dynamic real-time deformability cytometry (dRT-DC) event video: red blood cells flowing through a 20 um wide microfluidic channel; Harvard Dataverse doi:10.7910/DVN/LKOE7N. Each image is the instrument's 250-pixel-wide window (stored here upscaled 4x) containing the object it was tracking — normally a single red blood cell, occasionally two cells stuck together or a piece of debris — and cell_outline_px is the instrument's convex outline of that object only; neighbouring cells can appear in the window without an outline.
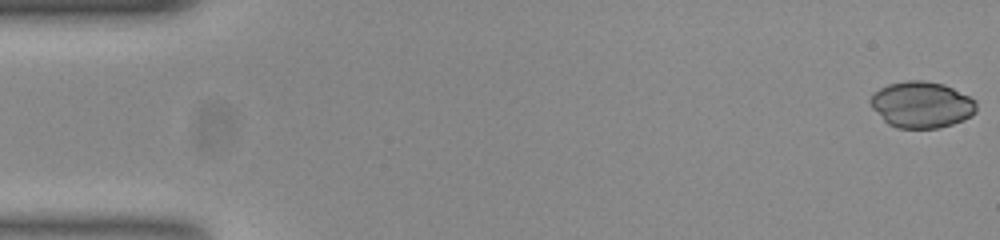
{"species": "common noctule bat (a hibernating species)", "species_latin": "Nyctalus noctula", "temperature_condition": "room temperature", "stored_images_in_passage": 54, "camera_frame_rate_fps": 3000, "um_per_image_px": 0.085, "animal": {"sex": "female", "body_mass_g": 23.0, "forearm_length_mm": 53.4}, "frame": {"image": 1, "passage_image": 1, "time_ms": 0.0, "image_size_px": [1000, 240], "cell_outline_px": [[976, 112], [972, 116], [964, 120], [952, 124], [936, 128], [896, 128], [888, 124], [872, 108], [868, 100], [880, 88], [888, 84], [904, 80], [924, 80], [944, 84], [976, 100]], "centroid_in_image_um": [78.33, 8.89], "position_along_channel_um": 6.7, "area_um2": 28.67}}
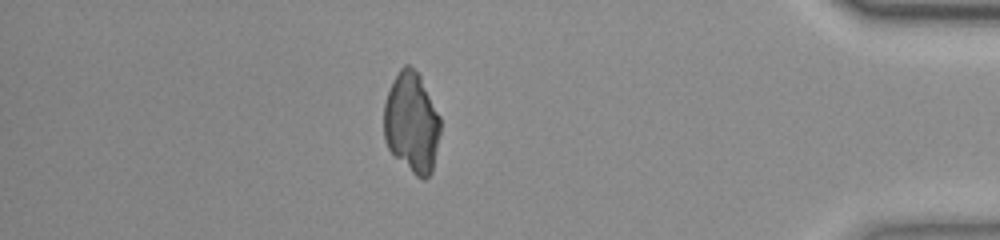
{"frame": {"image": 2, "passage_image": 47, "time_ms": 15.333, "image_size_px": [1000, 240], "cell_outline_px": [[440, 132], [432, 172], [424, 180], [416, 176], [388, 148], [384, 140], [384, 104], [392, 80], [400, 68], [404, 64], [408, 64], [420, 76], [440, 116]], "centroid_in_image_um": [34.99, 10.41], "position_along_channel_um": 400.2, "area_um2": 32.89}}